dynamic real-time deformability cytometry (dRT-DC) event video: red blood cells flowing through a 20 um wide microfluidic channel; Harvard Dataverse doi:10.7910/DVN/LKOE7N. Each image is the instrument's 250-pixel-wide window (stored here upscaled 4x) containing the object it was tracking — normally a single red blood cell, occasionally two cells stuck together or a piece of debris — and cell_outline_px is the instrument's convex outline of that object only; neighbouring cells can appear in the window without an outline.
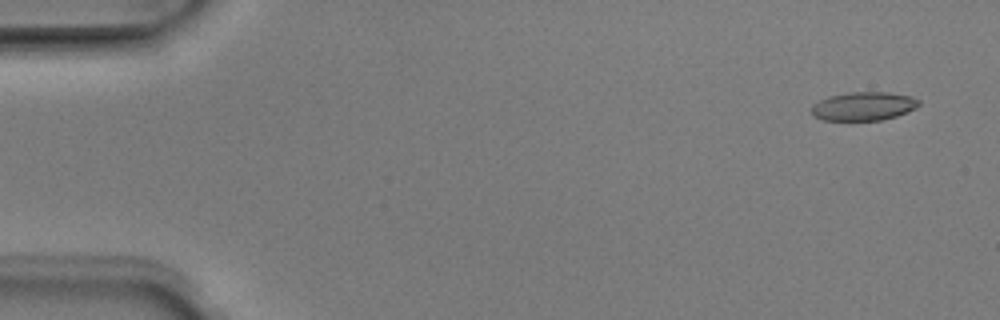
{"species": "Egyptian fruit bat (a non-hibernating species)", "species_latin": "Rousettus aegyptiacus", "temperature_condition": "room temperature", "stored_images_in_passage": 5, "camera_frame_rate_fps": 3000, "um_per_image_px": 0.085, "animal": {"sex": "male"}, "frame": {"image": 1, "passage_image": 1, "time_ms": 0.0, "image_size_px": [1000, 320], "cell_outline_px": [[920, 104], [916, 108], [908, 112], [896, 116], [880, 120], [824, 120], [812, 116], [812, 104], [828, 96], [848, 92], [888, 92], [912, 96], [920, 100]], "centroid_in_image_um": [73.41, 9.02], "position_along_channel_um": 11.6, "area_um2": 18.03}}
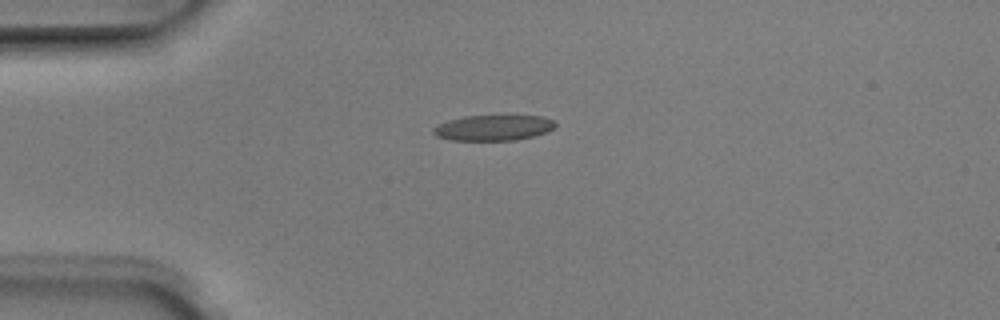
{"frame": {"image": 2, "passage_image": 4, "time_ms": 1.0, "image_size_px": [1000, 320], "cell_outline_px": [[556, 124], [548, 132], [536, 136], [516, 140], [448, 140], [436, 136], [432, 132], [432, 128], [448, 120], [464, 116], [544, 116], [552, 120]], "centroid_in_image_um": [41.93, 10.87], "position_along_channel_um": 43.1, "area_um2": 18.21}}